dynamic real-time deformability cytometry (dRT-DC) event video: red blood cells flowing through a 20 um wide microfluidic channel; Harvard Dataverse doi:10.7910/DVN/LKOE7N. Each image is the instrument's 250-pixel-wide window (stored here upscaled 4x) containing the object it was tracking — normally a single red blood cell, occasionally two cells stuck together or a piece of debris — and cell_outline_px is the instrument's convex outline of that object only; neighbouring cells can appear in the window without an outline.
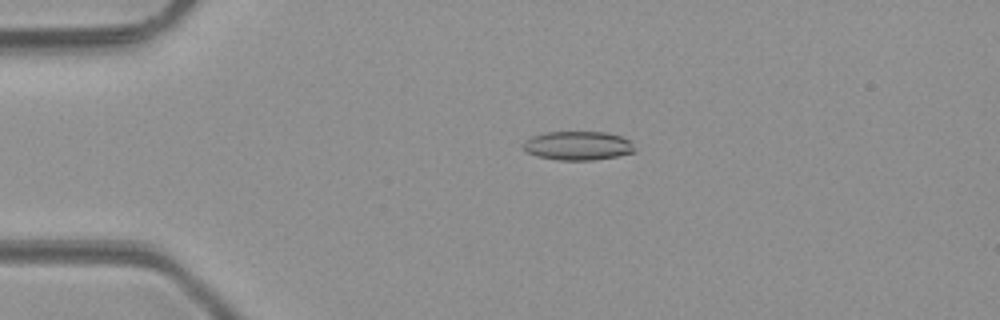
{"species": "common noctule bat (a hibernating species)", "species_latin": "Nyctalus noctula", "temperature_condition": "room temperature", "stored_images_in_passage": 2, "camera_frame_rate_fps": 3000, "um_per_image_px": 0.085, "animal": {"sex": "male", "body_mass_g": 23.1, "forearm_length_mm": 52.7}, "frame": {"image": 1, "passage_image": 1, "time_ms": 0.0, "image_size_px": [1000, 320], "cell_outline_px": [[636, 152], [616, 156], [592, 160], [556, 160], [536, 156], [528, 152], [520, 144], [524, 140], [532, 136], [544, 132], [604, 132], [620, 136], [628, 140], [636, 148]], "centroid_in_image_um": [49.08, 12.38], "position_along_channel_um": 35.9, "area_um2": 18.84}}